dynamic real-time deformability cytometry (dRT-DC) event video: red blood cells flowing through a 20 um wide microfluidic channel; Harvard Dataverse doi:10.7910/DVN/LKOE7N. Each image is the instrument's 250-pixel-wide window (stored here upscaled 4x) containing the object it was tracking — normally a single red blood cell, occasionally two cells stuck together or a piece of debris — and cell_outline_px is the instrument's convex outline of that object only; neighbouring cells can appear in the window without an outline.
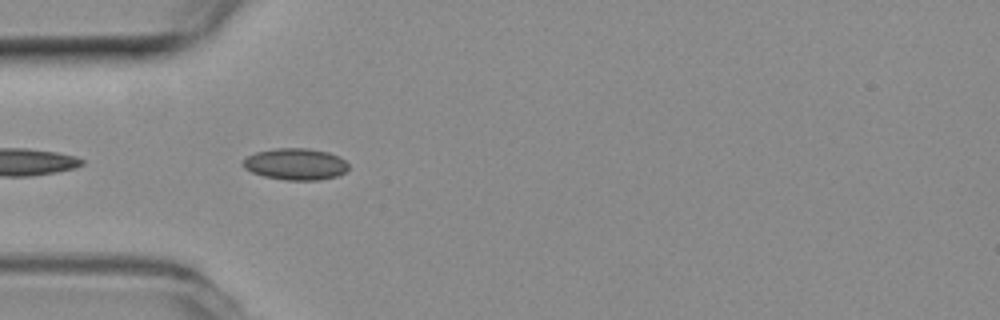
{"species": "common noctule bat (a hibernating species)", "species_latin": "Nyctalus noctula", "temperature_condition": "room temperature", "stored_images_in_passage": 9, "camera_frame_rate_fps": 3000, "um_per_image_px": 0.085, "animal": {"sex": "female", "body_mass_g": 19.3, "forearm_length_mm": 54.1}, "frame": {"image": 1, "passage_image": 3, "time_ms": 0.667, "image_size_px": [1000, 320], "cell_outline_px": [[348, 168], [344, 172], [336, 176], [320, 180], [284, 180], [264, 176], [252, 172], [244, 168], [240, 164], [248, 156], [256, 152], [276, 148], [308, 148], [328, 152], [340, 156], [348, 164]], "centroid_in_image_um": [25.12, 13.95], "position_along_channel_um": 59.9, "area_um2": 19.48}}